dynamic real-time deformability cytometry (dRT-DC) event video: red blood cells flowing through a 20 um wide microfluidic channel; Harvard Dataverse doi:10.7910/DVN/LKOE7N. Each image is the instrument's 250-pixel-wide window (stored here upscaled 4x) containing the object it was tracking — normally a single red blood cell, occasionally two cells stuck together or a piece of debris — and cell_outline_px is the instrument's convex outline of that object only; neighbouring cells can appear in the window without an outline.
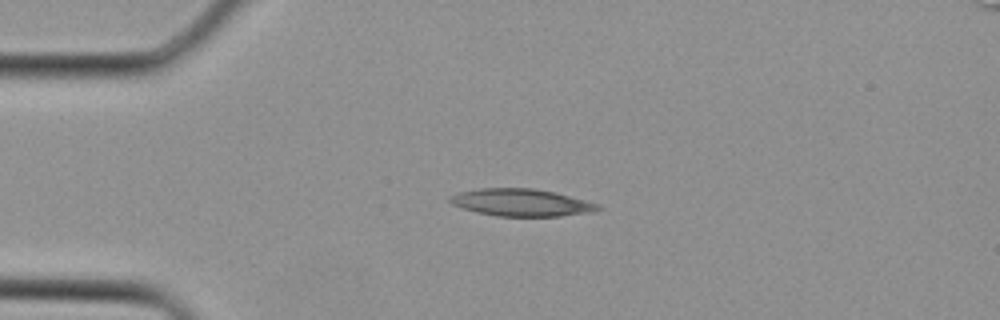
{"species": "Egyptian fruit bat (a non-hibernating species)", "species_latin": "Rousettus aegyptiacus", "temperature_condition": "cold", "stored_images_in_passage": 3, "camera_frame_rate_fps": 3000, "um_per_image_px": 0.085, "animal": {"sex": "female"}, "frame": {"image": 1, "passage_image": 3, "time_ms": 0.667, "image_size_px": [1000, 320], "cell_outline_px": [[604, 208], [596, 212], [560, 216], [496, 216], [476, 212], [452, 204], [448, 200], [448, 196], [456, 192], [480, 188], [532, 188], [552, 192], [600, 204]], "centroid_in_image_um": [44.31, 17.22], "position_along_channel_um": 40.7, "area_um2": 23.64}}